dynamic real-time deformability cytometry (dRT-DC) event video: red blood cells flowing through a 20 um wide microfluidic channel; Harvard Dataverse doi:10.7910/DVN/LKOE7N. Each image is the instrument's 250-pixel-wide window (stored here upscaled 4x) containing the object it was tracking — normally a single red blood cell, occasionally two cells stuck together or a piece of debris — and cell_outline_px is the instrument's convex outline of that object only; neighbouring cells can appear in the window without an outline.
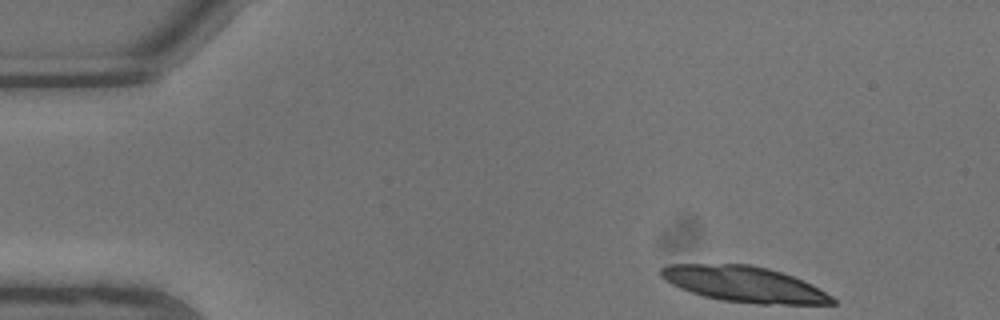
{"species": "common noctule bat (a hibernating species)", "species_latin": "Nyctalus noctula", "temperature_condition": "warm", "stored_images_in_passage": 10, "camera_frame_rate_fps": 3000, "um_per_image_px": 0.085, "animal": {"sex": "male", "body_mass_g": 13.3}, "frame": {"image": 1, "passage_image": 1, "time_ms": 0.0, "image_size_px": [1000, 320], "cell_outline_px": [[836, 304], [756, 304], [720, 300], [704, 296], [680, 288], [664, 280], [660, 276], [660, 268], [668, 264], [752, 264], [768, 268], [792, 276], [812, 284], [832, 296], [836, 300]], "centroid_in_image_um": [63.25, 24.15], "position_along_channel_um": 21.7, "area_um2": 35.72}}
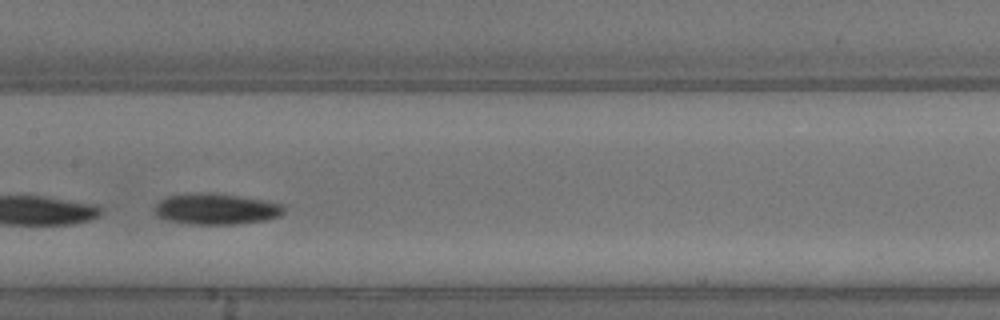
{"frame": {"image": 2, "passage_image": 9, "time_ms": 2.667, "image_size_px": [1000, 320], "cell_outline_px": [[284, 212], [280, 216], [264, 220], [232, 224], [192, 224], [168, 220], [156, 216], [152, 212], [152, 208], [160, 200], [168, 196], [196, 192], [212, 192], [268, 200], [284, 204]], "centroid_in_image_um": [18.35, 17.74], "position_along_channel_um": 189.0, "area_um2": 23.7}}